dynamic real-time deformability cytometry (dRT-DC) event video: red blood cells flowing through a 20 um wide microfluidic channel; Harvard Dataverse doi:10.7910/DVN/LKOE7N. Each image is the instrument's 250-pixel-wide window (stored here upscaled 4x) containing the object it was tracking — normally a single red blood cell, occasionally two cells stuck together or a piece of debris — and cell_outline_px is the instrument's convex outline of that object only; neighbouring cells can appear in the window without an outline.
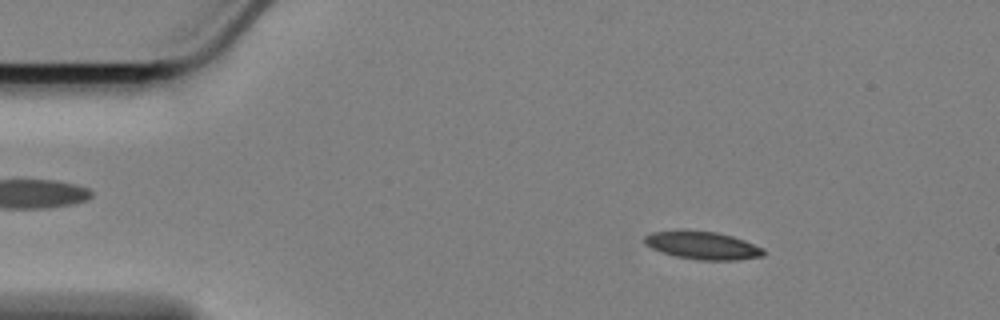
{"species": "Egyptian fruit bat (a non-hibernating species)", "species_latin": "Rousettus aegyptiacus", "temperature_condition": "cold", "stored_images_in_passage": 59, "camera_frame_rate_fps": 3000, "um_per_image_px": 0.085, "animal": {"sex": "female"}, "frame": {"image": 1, "passage_image": 9, "time_ms": 2.667, "image_size_px": [1000, 320], "cell_outline_px": [[764, 256], [736, 260], [700, 260], [676, 256], [660, 252], [644, 244], [644, 236], [652, 232], [684, 228], [716, 232], [732, 236], [744, 240], [764, 248]], "centroid_in_image_um": [59.67, 20.83], "position_along_channel_um": 25.3, "area_um2": 19.77}}
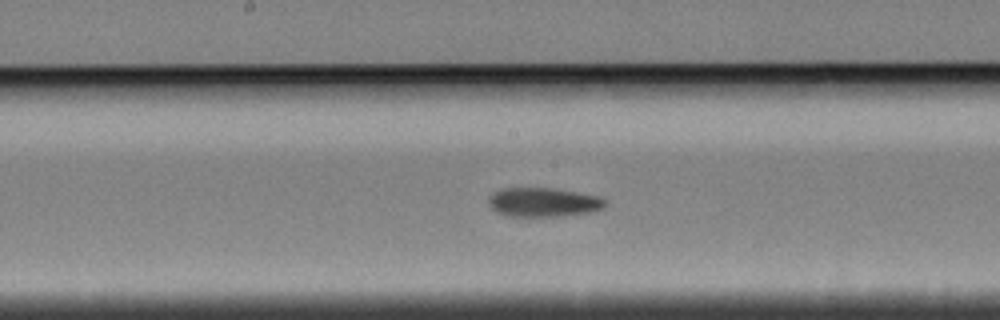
{"frame": {"image": 2, "passage_image": 30, "time_ms": 9.667, "image_size_px": [1000, 320], "cell_outline_px": [[608, 204], [604, 208], [596, 212], [560, 216], [508, 216], [496, 212], [488, 204], [488, 196], [492, 192], [500, 188], [556, 188], [600, 196]], "centroid_in_image_um": [46.2, 17.18], "position_along_channel_um": 202.0, "area_um2": 20.23}}
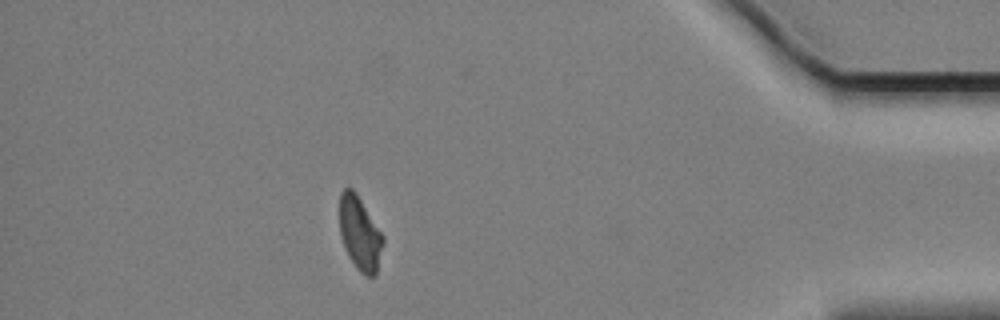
{"frame": {"image": 3, "passage_image": 52, "time_ms": 17.0, "image_size_px": [1000, 320], "cell_outline_px": [[384, 244], [376, 276], [364, 276], [356, 268], [348, 256], [340, 236], [340, 192], [344, 188], [352, 188], [356, 192], [384, 236]], "centroid_in_image_um": [30.6, 19.87], "position_along_channel_um": 404.6, "area_um2": 18.9}, "authors_computed_cell_mechanics": {"area_um2": 19.5942, "velocity_mm_per_s": 3.3943, "shape_relaxation_time_tau1_ms": 10.8817, "shape_relaxation_time_tau2_ms": 4.6007, "deformation_change_tau1": 0.216, "deformation_change_tau2": 0.1077}}